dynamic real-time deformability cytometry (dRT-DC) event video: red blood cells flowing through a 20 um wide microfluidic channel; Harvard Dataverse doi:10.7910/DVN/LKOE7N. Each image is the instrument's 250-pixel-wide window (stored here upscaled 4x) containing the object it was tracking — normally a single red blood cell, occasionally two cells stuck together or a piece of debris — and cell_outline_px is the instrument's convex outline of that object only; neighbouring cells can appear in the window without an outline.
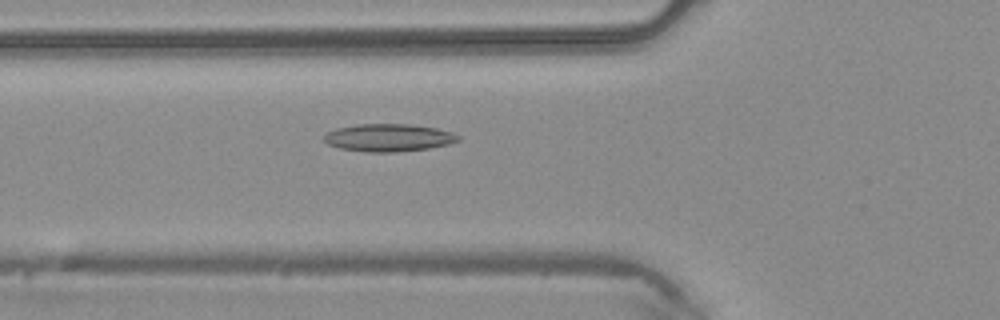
{"species": "common noctule bat (a hibernating species)", "species_latin": "Nyctalus noctula", "temperature_condition": "warm", "stored_images_in_passage": 39, "camera_frame_rate_fps": 3000, "um_per_image_px": 0.085, "animal": {"sex": "male", "body_mass_g": 20.4}, "frame": {"image": 1, "passage_image": 10, "time_ms": 3.0, "image_size_px": [1000, 320], "cell_outline_px": [[460, 140], [448, 144], [428, 148], [396, 152], [364, 152], [340, 148], [328, 144], [324, 140], [324, 136], [328, 132], [336, 128], [356, 124], [412, 124], [436, 128], [452, 132], [460, 136]], "centroid_in_image_um": [33.03, 11.7], "position_along_channel_um": 92.8, "area_um2": 21.62}}
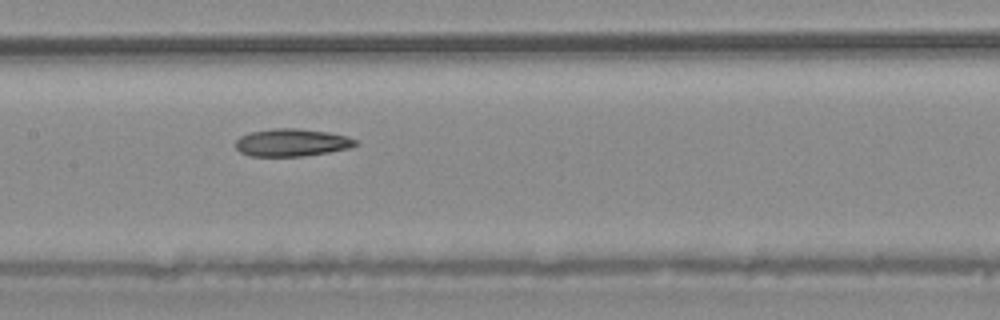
{"frame": {"image": 2, "passage_image": 16, "time_ms": 5.0, "image_size_px": [1000, 320], "cell_outline_px": [[356, 144], [348, 148], [328, 152], [304, 156], [248, 156], [240, 152], [236, 148], [236, 140], [240, 136], [252, 132], [272, 128], [296, 128], [328, 132], [348, 136], [356, 140]], "centroid_in_image_um": [24.77, 12.11], "position_along_channel_um": 182.6, "area_um2": 19.19}}
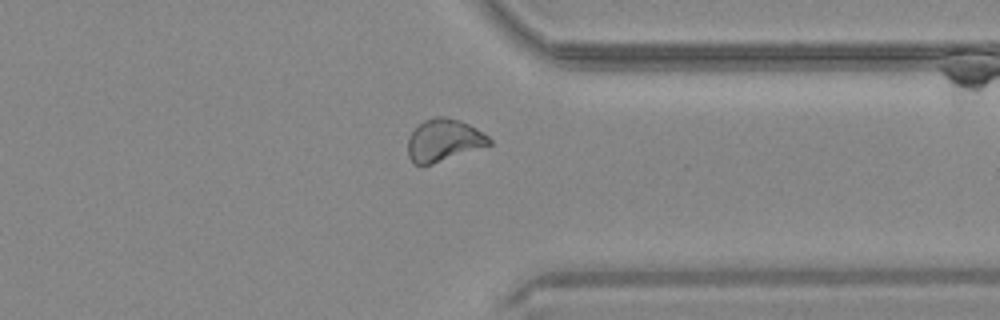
{"frame": {"image": 3, "passage_image": 29, "time_ms": 9.333, "image_size_px": [1000, 320], "cell_outline_px": [[492, 144], [432, 164], [412, 164], [408, 156], [408, 140], [412, 132], [424, 120], [432, 116], [444, 116], [460, 120], [476, 128], [488, 136], [492, 140]], "centroid_in_image_um": [37.72, 11.91], "position_along_channel_um": 373.7, "area_um2": 19.94}}